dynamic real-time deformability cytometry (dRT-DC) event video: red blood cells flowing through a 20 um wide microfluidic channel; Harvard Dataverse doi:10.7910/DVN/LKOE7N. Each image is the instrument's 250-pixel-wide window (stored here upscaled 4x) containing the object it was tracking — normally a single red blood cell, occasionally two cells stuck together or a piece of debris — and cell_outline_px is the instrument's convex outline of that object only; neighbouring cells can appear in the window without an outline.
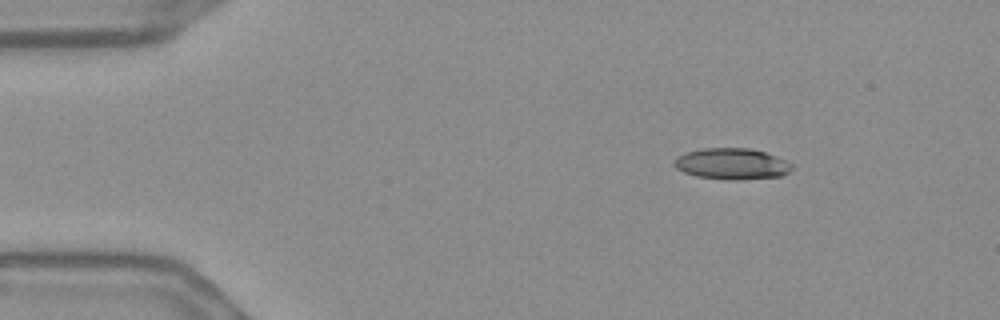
{"species": "Egyptian fruit bat (a non-hibernating species)", "species_latin": "Rousettus aegyptiacus", "temperature_condition": "warm", "stored_images_in_passage": 48, "camera_frame_rate_fps": 3000, "um_per_image_px": 0.085, "frame": {"image": 1, "passage_image": 1, "time_ms": 0.0, "image_size_px": [1000, 320], "cell_outline_px": [[792, 168], [788, 172], [780, 176], [740, 180], [728, 180], [696, 176], [684, 172], [676, 168], [672, 164], [672, 160], [676, 156], [684, 152], [704, 148], [748, 148], [764, 152], [776, 156], [792, 164]], "centroid_in_image_um": [62.14, 13.92], "position_along_channel_um": 22.9, "area_um2": 21.5}}
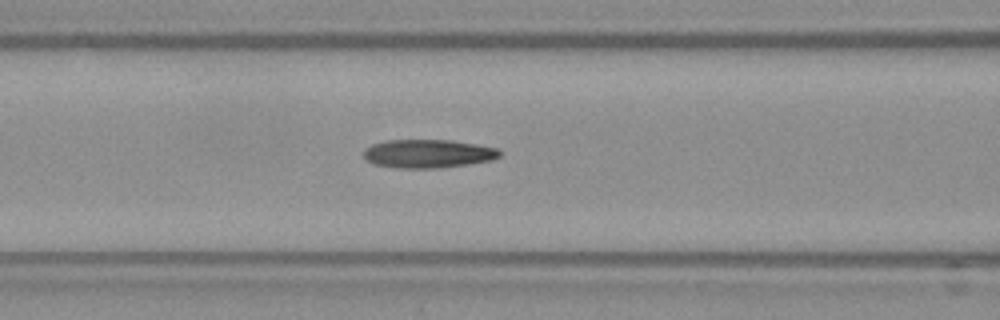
{"frame": {"image": 2, "passage_image": 16, "time_ms": 5.0, "image_size_px": [1000, 320], "cell_outline_px": [[500, 156], [492, 160], [440, 168], [396, 168], [372, 164], [364, 156], [364, 148], [372, 144], [384, 140], [452, 140], [476, 144], [496, 148], [500, 152]], "centroid_in_image_um": [36.34, 13.06], "position_along_channel_um": 130.3, "area_um2": 22.6}}
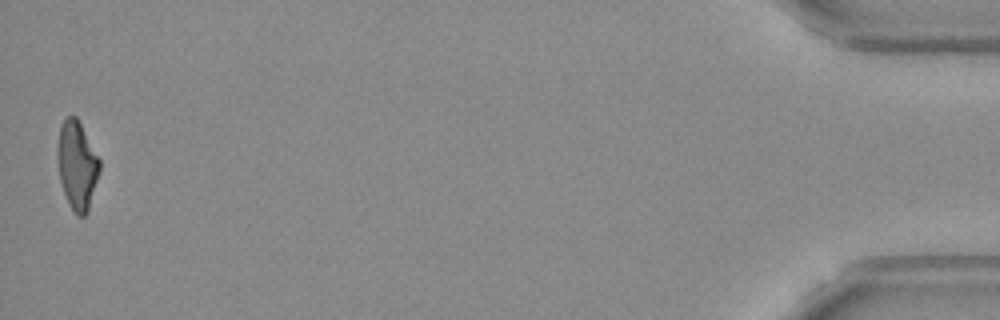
{"frame": {"image": 3, "passage_image": 48, "time_ms": 15.667, "image_size_px": [1000, 320], "cell_outline_px": [[100, 172], [88, 208], [84, 216], [76, 216], [64, 192], [60, 180], [56, 152], [56, 144], [60, 128], [64, 120], [68, 116], [76, 116], [100, 160]], "centroid_in_image_um": [6.54, 14.02], "position_along_channel_um": 428.7, "area_um2": 21.39}, "authors_computed_cell_mechanics": {"area_um2": 22.2241, "velocity_mm_per_s": 3.6903, "shape_relaxation_time_tau1_ms": null, "shape_relaxation_time_tau2_ms": 3.4996, "deformation_change_tau1": null, "deformation_change_tau2": 0.1343}}